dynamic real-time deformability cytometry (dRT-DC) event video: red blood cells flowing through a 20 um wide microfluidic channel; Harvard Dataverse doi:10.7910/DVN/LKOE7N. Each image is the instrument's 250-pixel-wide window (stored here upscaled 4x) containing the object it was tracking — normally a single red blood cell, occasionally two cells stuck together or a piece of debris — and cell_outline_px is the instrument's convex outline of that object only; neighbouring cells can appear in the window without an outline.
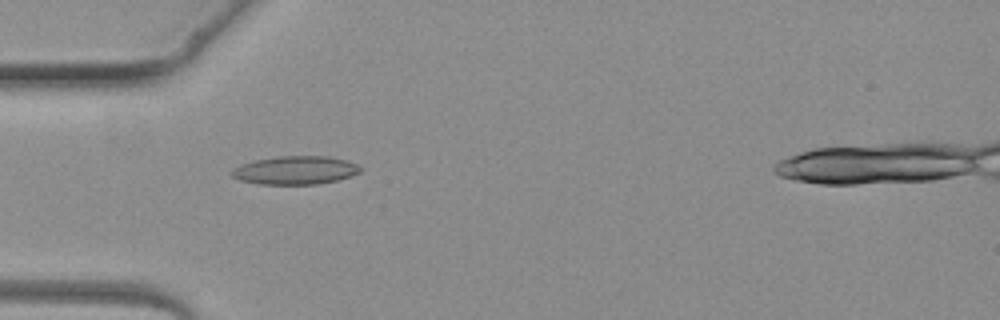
{"species": "common noctule bat (a hibernating species)", "species_latin": "Nyctalus noctula", "temperature_condition": "warm", "stored_images_in_passage": 2, "camera_frame_rate_fps": 3000, "um_per_image_px": 0.085, "animal": {"sex": "female", "body_mass_g": 19.3, "forearm_length_mm": 54.1}, "frame": {"image": 1, "passage_image": 1, "time_ms": 0.0, "image_size_px": [1000, 320], "cell_outline_px": [[364, 168], [360, 172], [336, 180], [316, 184], [260, 184], [240, 180], [232, 176], [228, 172], [232, 168], [240, 164], [256, 160], [276, 156], [328, 156], [348, 160]], "centroid_in_image_um": [25.07, 14.46], "position_along_channel_um": 59.9, "area_um2": 21.33}}
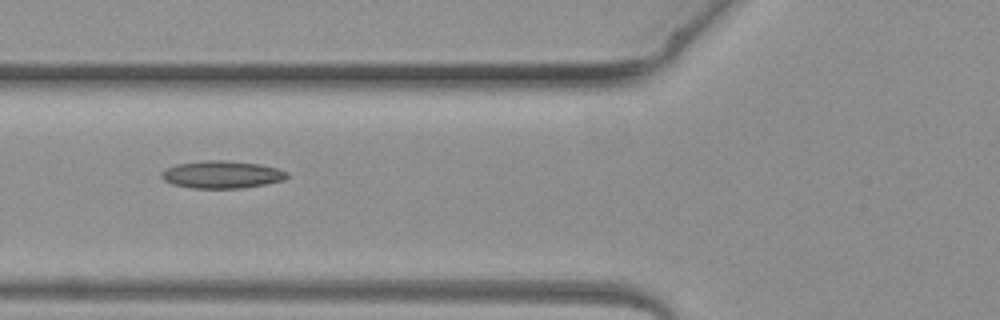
{"frame": {"image": 2, "passage_image": 2, "time_ms": 1.0, "image_size_px": [1000, 320], "cell_outline_px": [[288, 176], [284, 180], [264, 184], [240, 188], [192, 188], [172, 184], [164, 180], [160, 176], [160, 172], [164, 168], [176, 164], [204, 160], [224, 160], [260, 164], [276, 168], [288, 172]], "centroid_in_image_um": [18.81, 14.83], "position_along_channel_um": 107.0, "area_um2": 20.17}}